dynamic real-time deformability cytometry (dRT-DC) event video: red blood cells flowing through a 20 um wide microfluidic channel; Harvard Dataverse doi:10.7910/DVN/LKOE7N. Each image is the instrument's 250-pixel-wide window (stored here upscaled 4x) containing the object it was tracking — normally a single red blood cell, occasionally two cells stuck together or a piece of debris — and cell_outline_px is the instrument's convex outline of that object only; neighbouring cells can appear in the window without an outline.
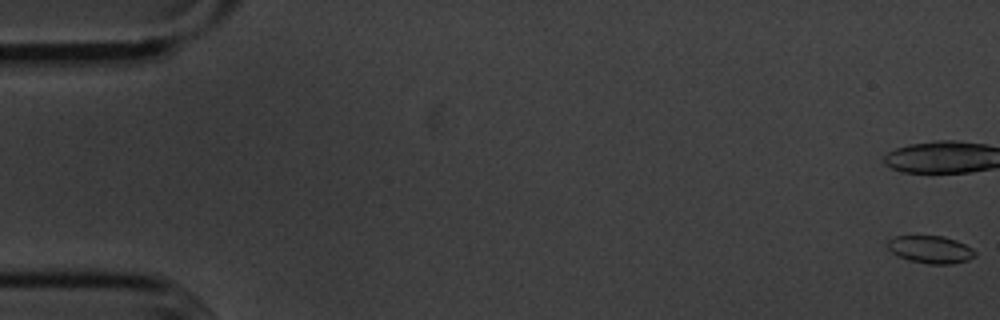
{"species": "common noctule bat (a hibernating species)", "species_latin": "Nyctalus noctula", "temperature_condition": "cold", "stored_images_in_passage": 56, "camera_frame_rate_fps": 3000, "um_per_image_px": 0.085, "animal": {"sex": "male", "body_mass_g": 20.1, "forearm_length_mm": 53.5}, "frame": {"image": 1, "passage_image": 1, "time_ms": 0.0, "image_size_px": [1000, 320], "cell_outline_px": [[976, 256], [968, 260], [952, 264], [928, 264], [908, 260], [892, 252], [888, 248], [888, 240], [896, 236], [944, 236], [956, 240], [972, 248], [976, 252]], "centroid_in_image_um": [79.13, 21.21], "position_along_channel_um": 5.9, "area_um2": 13.99}}
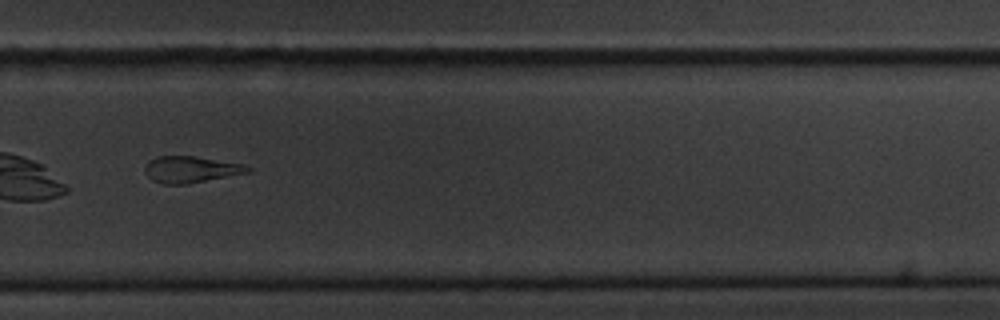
{"frame": {"image": 2, "passage_image": 40, "time_ms": 13.0, "image_size_px": [1000, 320], "cell_outline_px": [[252, 168], [248, 172], [184, 184], [164, 184], [152, 180], [144, 172], [144, 164], [148, 160], [156, 156], [192, 156], [244, 164]], "centroid_in_image_um": [16.14, 14.39], "position_along_channel_um": 313.7, "area_um2": 15.66}}
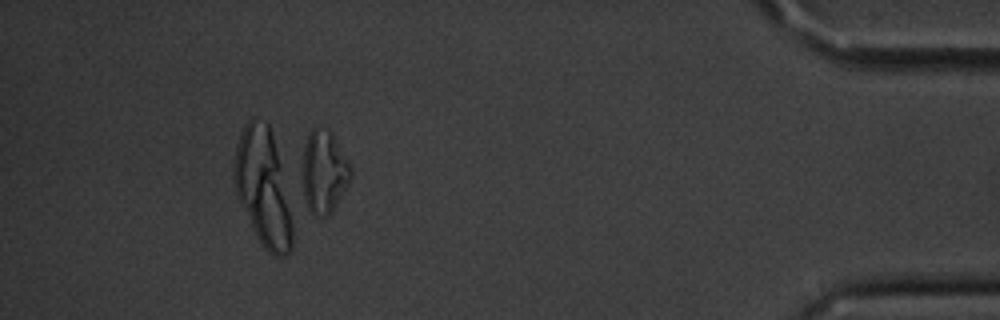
{"frame": {"image": 3, "passage_image": 52, "time_ms": 17.0, "image_size_px": [1000, 320], "cell_outline_px": [[352, 176], [348, 184], [332, 212], [328, 216], [316, 216], [308, 212], [304, 196], [304, 144], [308, 132], [312, 128], [328, 128], [332, 132], [348, 160], [352, 168]], "centroid_in_image_um": [27.56, 14.6], "position_along_channel_um": 407.6, "area_um2": 23.35}, "authors_computed_cell_mechanics": {"area_um2": 16.184, "velocity_mm_per_s": 3.6141, "shape_relaxation_time_tau1_ms": 8.9252, "shape_relaxation_time_tau2_ms": null, "deformation_change_tau1": 0.2583, "deformation_change_tau2": null}}